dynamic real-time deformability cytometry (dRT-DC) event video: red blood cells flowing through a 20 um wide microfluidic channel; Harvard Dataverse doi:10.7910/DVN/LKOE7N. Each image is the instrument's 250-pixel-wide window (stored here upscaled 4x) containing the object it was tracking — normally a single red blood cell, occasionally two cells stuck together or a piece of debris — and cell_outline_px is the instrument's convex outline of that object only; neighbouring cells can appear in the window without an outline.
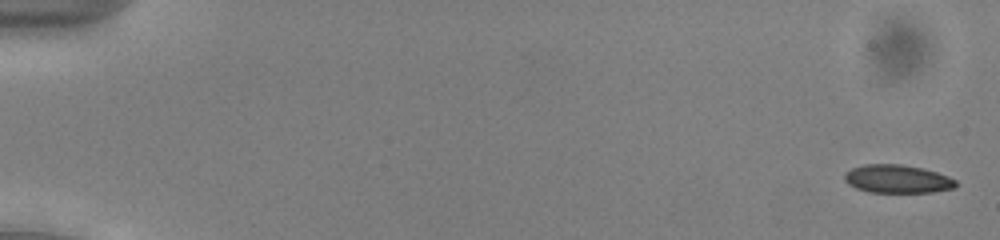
{"species": "common noctule bat (a hibernating species)", "species_latin": "Nyctalus noctula", "temperature_condition": "cold", "stored_images_in_passage": 51, "camera_frame_rate_fps": 3000, "um_per_image_px": 0.085, "animal": {"sex": "male", "body_mass_g": 13.0, "forearm_length_mm": 53.1}, "frame": {"image": 1, "passage_image": 2, "time_ms": 0.333, "image_size_px": [1000, 240], "cell_outline_px": [[956, 188], [932, 192], [868, 192], [856, 188], [848, 184], [844, 180], [844, 176], [852, 168], [864, 164], [900, 164], [920, 168], [936, 172], [948, 176], [956, 180]], "centroid_in_image_um": [76.28, 15.22], "position_along_channel_um": 8.7, "area_um2": 18.21}}
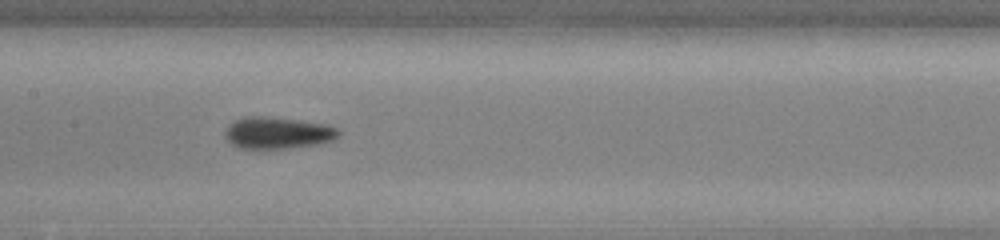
{"frame": {"image": 2, "passage_image": 28, "time_ms": 9.0, "image_size_px": [1000, 240], "cell_outline_px": [[340, 136], [332, 140], [316, 144], [284, 148], [236, 148], [224, 136], [224, 132], [228, 124], [236, 120], [248, 116], [260, 116], [296, 120], [328, 124], [336, 128], [340, 132]], "centroid_in_image_um": [23.58, 11.29], "position_along_channel_um": 183.8, "area_um2": 20.81}}
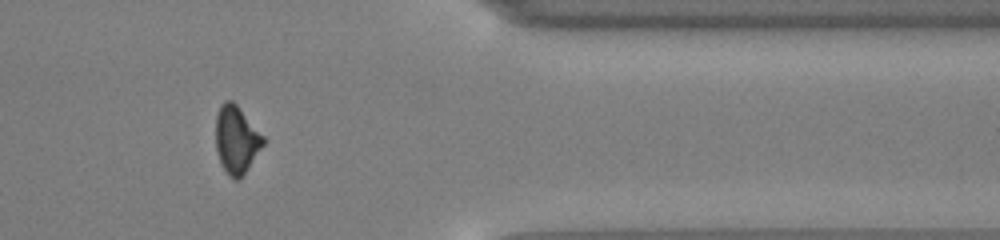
{"frame": {"image": 3, "passage_image": 45, "time_ms": 14.667, "image_size_px": [1000, 240], "cell_outline_px": [[264, 144], [244, 172], [236, 180], [228, 176], [220, 164], [216, 152], [216, 116], [220, 104], [224, 100], [232, 100], [236, 104], [264, 136]], "centroid_in_image_um": [20.06, 11.85], "position_along_channel_um": 391.3, "area_um2": 18.55}}